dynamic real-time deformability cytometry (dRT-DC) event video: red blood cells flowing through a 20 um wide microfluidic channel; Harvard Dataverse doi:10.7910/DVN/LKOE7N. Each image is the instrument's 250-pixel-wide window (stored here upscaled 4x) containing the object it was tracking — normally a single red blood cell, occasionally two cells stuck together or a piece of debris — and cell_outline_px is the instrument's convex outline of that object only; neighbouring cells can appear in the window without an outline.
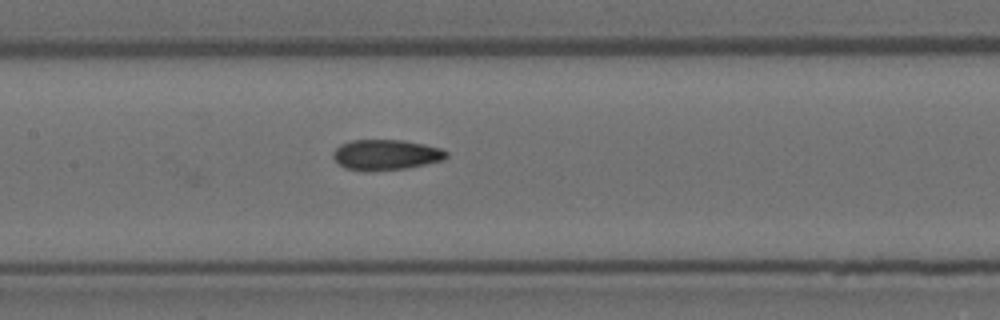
{"species": "Egyptian fruit bat (a non-hibernating species)", "species_latin": "Rousettus aegyptiacus", "temperature_condition": "room temperature", "stored_images_in_passage": 8, "camera_frame_rate_fps": 3000, "um_per_image_px": 0.085, "animal": {"sex": "female"}, "frame": {"image": 1, "passage_image": 8, "time_ms": 2.333, "image_size_px": [1000, 320], "cell_outline_px": [[448, 156], [444, 160], [404, 168], [368, 172], [364, 172], [344, 168], [332, 156], [332, 152], [340, 144], [352, 140], [404, 140], [424, 144], [440, 148], [448, 152]], "centroid_in_image_um": [32.78, 13.16], "position_along_channel_um": 174.6, "area_um2": 20.23}}